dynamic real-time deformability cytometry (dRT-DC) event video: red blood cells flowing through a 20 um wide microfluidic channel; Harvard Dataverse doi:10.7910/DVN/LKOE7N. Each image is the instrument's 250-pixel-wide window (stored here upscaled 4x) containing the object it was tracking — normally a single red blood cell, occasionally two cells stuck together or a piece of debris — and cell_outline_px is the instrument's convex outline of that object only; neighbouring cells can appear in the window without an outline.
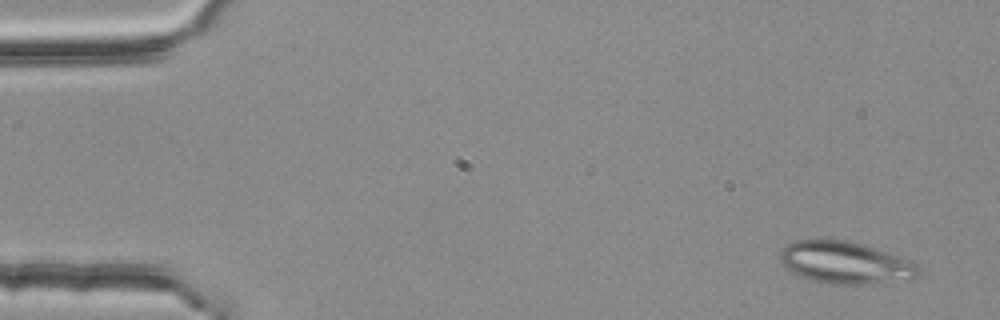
{"species": "common noctule bat (a hibernating species)", "species_latin": "Nyctalus noctula", "temperature_condition": "room temperature", "stored_images_in_passage": 53, "camera_frame_rate_fps": 3000, "um_per_image_px": 0.085, "animal": {"sex": "female", "body_mass_g": 25.1}, "frame": {"image": 1, "passage_image": 3, "time_ms": 0.667, "image_size_px": [1000, 320], "cell_outline_px": [[924, 272], [920, 276], [912, 280], [860, 284], [832, 284], [812, 280], [788, 268], [780, 260], [780, 252], [788, 244], [796, 240], [844, 240], [864, 244], [896, 256], [916, 264], [924, 268]], "centroid_in_image_um": [71.95, 22.34], "position_along_channel_um": 13.1, "area_um2": 33.64}}
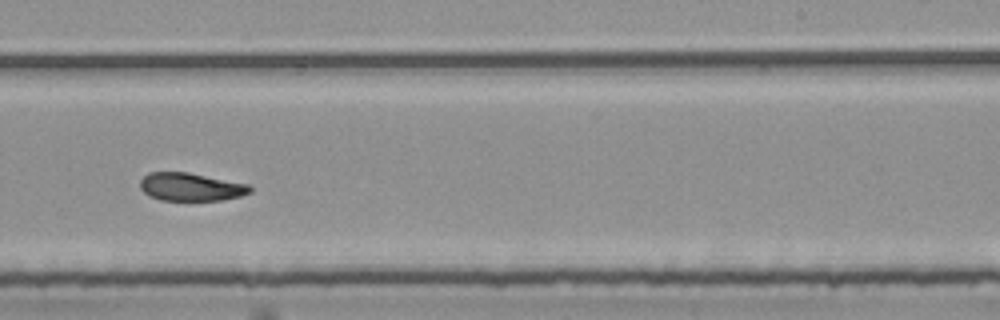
{"frame": {"image": 2, "passage_image": 34, "time_ms": 11.0, "image_size_px": [1000, 320], "cell_outline_px": [[252, 192], [240, 196], [224, 200], [160, 200], [148, 196], [140, 188], [140, 180], [148, 172], [188, 172], [248, 184], [252, 188]], "centroid_in_image_um": [16.21, 15.89], "position_along_channel_um": 272.8, "area_um2": 18.03}}
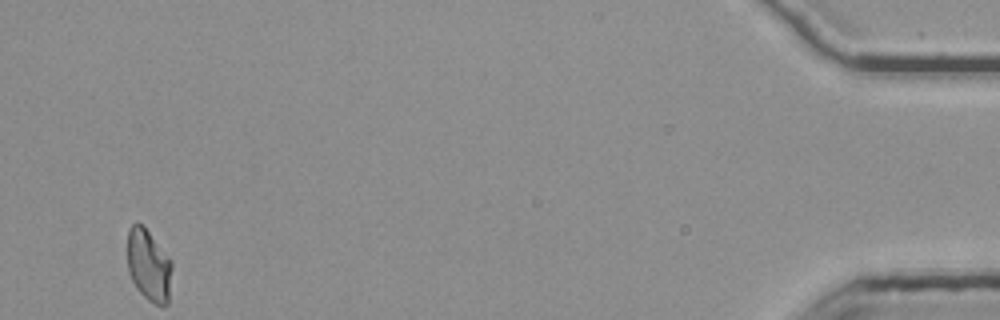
{"frame": {"image": 3, "passage_image": 53, "time_ms": 17.333, "image_size_px": [1000, 320], "cell_outline_px": [[172, 268], [168, 304], [156, 304], [148, 300], [136, 288], [128, 272], [128, 228], [136, 220], [148, 232], [172, 260]], "centroid_in_image_um": [12.64, 22.55], "position_along_channel_um": 422.6, "area_um2": 18.55}, "authors_computed_cell_mechanics": {"area_um2": 19.4208, "velocity_mm_per_s": 3.7197, "shape_relaxation_time_tau1_ms": 9.9779, "shape_relaxation_time_tau2_ms": 3.0597, "deformation_change_tau1": 0.2321, "deformation_change_tau2": 0.0751}}